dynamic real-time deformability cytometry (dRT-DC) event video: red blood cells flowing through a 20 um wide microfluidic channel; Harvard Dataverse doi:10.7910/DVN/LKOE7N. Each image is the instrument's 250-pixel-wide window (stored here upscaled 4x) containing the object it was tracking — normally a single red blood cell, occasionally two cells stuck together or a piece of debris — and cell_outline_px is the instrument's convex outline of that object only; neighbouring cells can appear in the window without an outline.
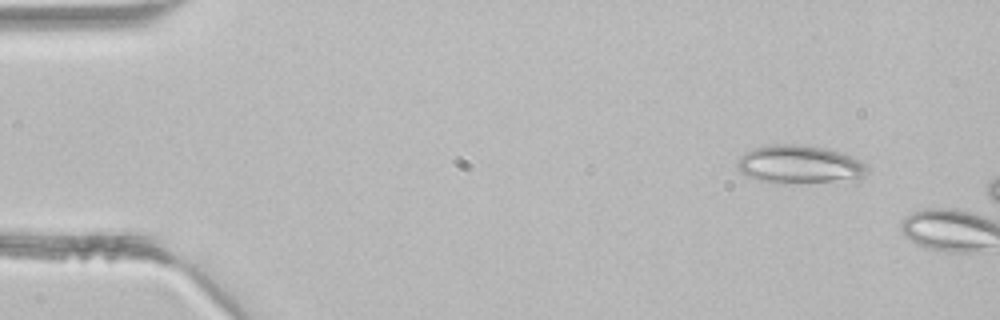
{"species": "common noctule bat (a hibernating species)", "species_latin": "Nyctalus noctula", "temperature_condition": "room temperature", "stored_images_in_passage": 4, "camera_frame_rate_fps": 3000, "um_per_image_px": 0.085, "animal": {"sex": "male", "body_mass_g": 21.5, "forearm_length_mm": 52.0}, "frame": {"image": 1, "passage_image": 1, "time_ms": 0.0, "image_size_px": [1000, 320], "cell_outline_px": [[868, 172], [856, 184], [784, 184], [756, 180], [740, 172], [736, 168], [736, 164], [740, 156], [744, 152], [756, 148], [772, 144], [804, 144], [824, 148], [852, 156], [860, 160], [864, 164]], "centroid_in_image_um": [68.05, 14.05], "position_along_channel_um": 16.9, "area_um2": 30.46}}